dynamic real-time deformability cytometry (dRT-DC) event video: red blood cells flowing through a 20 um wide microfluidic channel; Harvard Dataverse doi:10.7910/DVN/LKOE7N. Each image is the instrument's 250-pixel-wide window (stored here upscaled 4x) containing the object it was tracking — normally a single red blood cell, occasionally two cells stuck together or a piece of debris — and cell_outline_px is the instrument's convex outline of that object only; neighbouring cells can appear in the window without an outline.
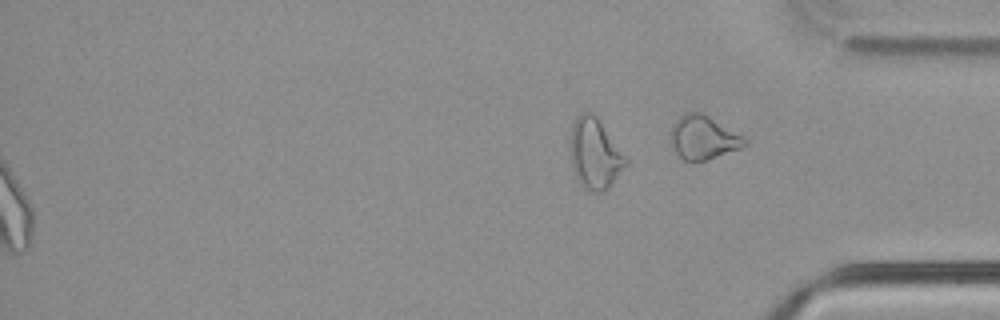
{"species": "common noctule bat (a hibernating species)", "species_latin": "Nyctalus noctula", "temperature_condition": "cold", "stored_images_in_passage": 58, "segment_of_instrument_passage": [2, 2], "camera_frame_rate_fps": 3000, "um_per_image_px": 0.085, "animal": {"sex": "male", "body_mass_g": 21.5, "forearm_length_mm": 52.0}, "frame": {"image": 1, "passage_image": 58, "time_ms": 19.0, "image_size_px": [1000, 320], "cell_outline_px": [[748, 144], [740, 148], [704, 160], [684, 160], [672, 148], [672, 124], [680, 116], [688, 112], [700, 112], [708, 116], [748, 140]], "centroid_in_image_um": [59.77, 11.68], "position_along_channel_um": 375.4, "area_um2": 18.15}}